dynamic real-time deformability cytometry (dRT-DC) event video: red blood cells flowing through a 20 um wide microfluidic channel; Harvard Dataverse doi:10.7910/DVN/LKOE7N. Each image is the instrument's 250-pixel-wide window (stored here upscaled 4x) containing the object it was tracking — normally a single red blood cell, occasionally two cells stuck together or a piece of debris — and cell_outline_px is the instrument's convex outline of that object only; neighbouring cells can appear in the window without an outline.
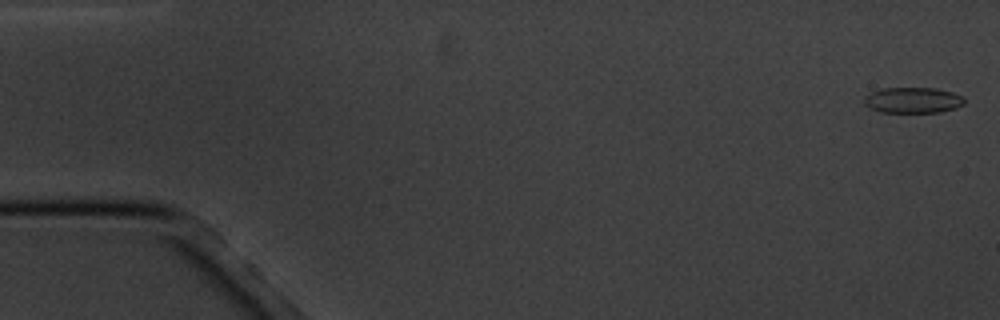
{"species": "common noctule bat (a hibernating species)", "species_latin": "Nyctalus noctula", "temperature_condition": "cold", "stored_images_in_passage": 4, "camera_frame_rate_fps": 3000, "um_per_image_px": 0.085, "animal": {"sex": "male", "body_mass_g": 20.1, "forearm_length_mm": 53.5}, "frame": {"image": 1, "passage_image": 1, "time_ms": 0.0, "image_size_px": [1000, 320], "cell_outline_px": [[964, 104], [956, 108], [940, 112], [880, 112], [864, 104], [864, 96], [872, 92], [884, 88], [936, 88], [952, 92], [964, 96]], "centroid_in_image_um": [77.62, 8.51], "position_along_channel_um": 7.4, "area_um2": 15.03}}